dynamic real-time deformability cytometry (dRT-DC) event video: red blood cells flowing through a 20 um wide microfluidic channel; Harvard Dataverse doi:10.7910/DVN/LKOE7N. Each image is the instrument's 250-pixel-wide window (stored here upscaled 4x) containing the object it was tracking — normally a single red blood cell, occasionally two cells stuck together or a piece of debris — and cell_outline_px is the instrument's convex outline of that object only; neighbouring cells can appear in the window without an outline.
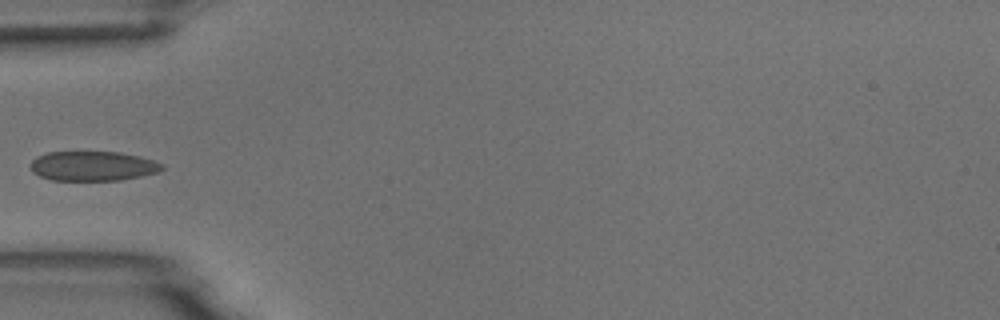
{"species": "common noctule bat (a hibernating species)", "species_latin": "Nyctalus noctula", "temperature_condition": "room temperature", "stored_images_in_passage": 5, "camera_frame_rate_fps": 3000, "um_per_image_px": 0.085, "animal": {"sex": "male", "body_mass_g": 18.8}, "frame": {"image": 1, "passage_image": 5, "time_ms": 4.333, "image_size_px": [1000, 320], "cell_outline_px": [[164, 168], [160, 172], [120, 180], [52, 180], [40, 176], [32, 172], [32, 160], [36, 156], [48, 152], [120, 152], [152, 160], [164, 164]], "centroid_in_image_um": [7.9, 14.11], "position_along_channel_um": 77.1, "area_um2": 22.6}}